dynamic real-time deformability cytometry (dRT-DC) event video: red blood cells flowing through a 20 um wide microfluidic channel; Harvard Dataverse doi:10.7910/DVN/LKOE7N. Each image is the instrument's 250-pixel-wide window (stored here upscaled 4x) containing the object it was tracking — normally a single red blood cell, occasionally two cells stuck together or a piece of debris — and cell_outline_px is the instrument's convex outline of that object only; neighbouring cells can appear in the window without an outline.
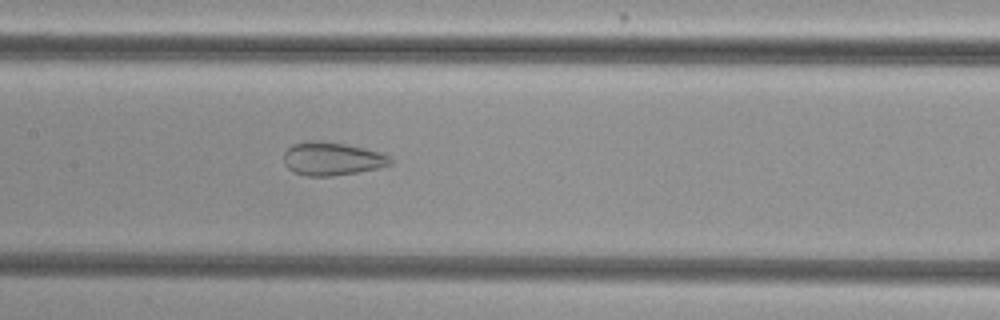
{"species": "common noctule bat (a hibernating species)", "species_latin": "Nyctalus noctula", "temperature_condition": "cold", "stored_images_in_passage": 55, "camera_frame_rate_fps": 3000, "um_per_image_px": 0.085, "animal": {"sex": "female", "body_mass_g": 29.2, "forearm_length_mm": 56.3}, "frame": {"image": 1, "passage_image": 27, "time_ms": 8.667, "image_size_px": [1000, 320], "cell_outline_px": [[392, 164], [376, 168], [356, 172], [332, 176], [308, 176], [292, 172], [284, 164], [284, 152], [292, 144], [304, 140], [320, 140], [344, 144], [364, 148], [380, 152], [388, 156], [392, 160]], "centroid_in_image_um": [28.17, 13.48], "position_along_channel_um": 179.2, "area_um2": 20.69}}
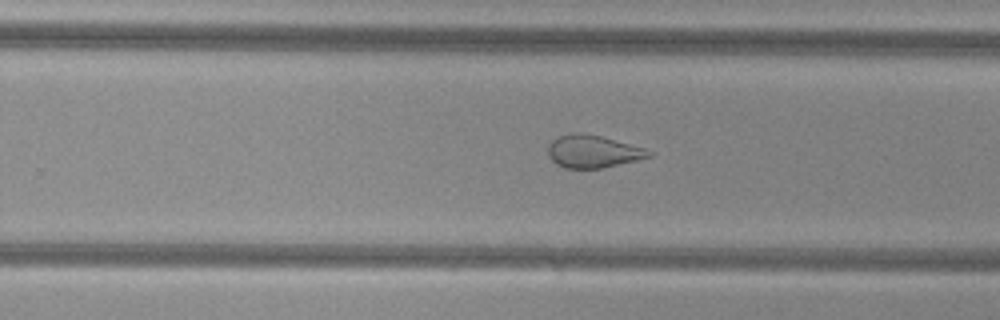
{"frame": {"image": 2, "passage_image": 35, "time_ms": 11.333, "image_size_px": [1000, 320], "cell_outline_px": [[652, 156], [636, 160], [600, 168], [564, 168], [556, 164], [548, 156], [548, 144], [552, 140], [560, 136], [572, 132], [584, 132], [600, 136], [644, 148], [652, 152]], "centroid_in_image_um": [50.35, 12.86], "position_along_channel_um": 279.5, "area_um2": 19.02}}
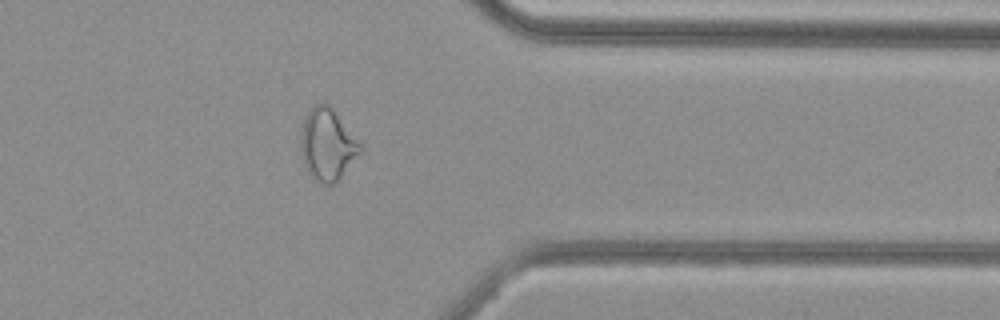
{"frame": {"image": 3, "passage_image": 44, "time_ms": 14.333, "image_size_px": [1000, 320], "cell_outline_px": [[364, 152], [336, 184], [324, 184], [316, 180], [308, 172], [300, 156], [300, 132], [304, 116], [316, 104], [328, 104], [332, 108], [364, 148]], "centroid_in_image_um": [27.84, 12.33], "position_along_channel_um": 383.6, "area_um2": 25.32}, "authors_computed_cell_mechanics": {"area_um2": 26.588, "velocity_mm_per_s": 3.7692, "shape_relaxation_time_tau1_ms": null, "shape_relaxation_time_tau2_ms": 1.6758, "deformation_change_tau1": null, "deformation_change_tau2": 0.0945}}